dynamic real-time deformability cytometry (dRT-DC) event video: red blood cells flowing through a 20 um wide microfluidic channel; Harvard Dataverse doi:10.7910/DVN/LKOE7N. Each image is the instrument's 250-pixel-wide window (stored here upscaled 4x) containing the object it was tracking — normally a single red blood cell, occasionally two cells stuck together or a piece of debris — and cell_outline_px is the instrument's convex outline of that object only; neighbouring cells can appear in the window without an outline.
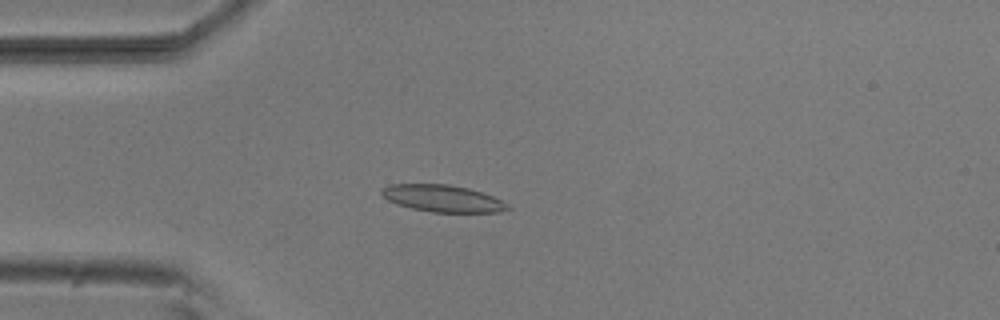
{"species": "common noctule bat (a hibernating species)", "species_latin": "Nyctalus noctula", "temperature_condition": "room temperature", "stored_images_in_passage": 52, "camera_frame_rate_fps": 3000, "um_per_image_px": 0.085, "animal": {"sex": "male", "body_mass_g": 20.5, "forearm_length_mm": 52.5}, "frame": {"image": 1, "passage_image": 13, "time_ms": 4.0, "image_size_px": [1000, 320], "cell_outline_px": [[512, 208], [500, 212], [432, 212], [412, 208], [396, 204], [388, 200], [380, 192], [380, 188], [388, 184], [448, 184], [468, 188], [492, 196], [508, 204]], "centroid_in_image_um": [37.6, 16.86], "position_along_channel_um": 47.4, "area_um2": 19.77}}
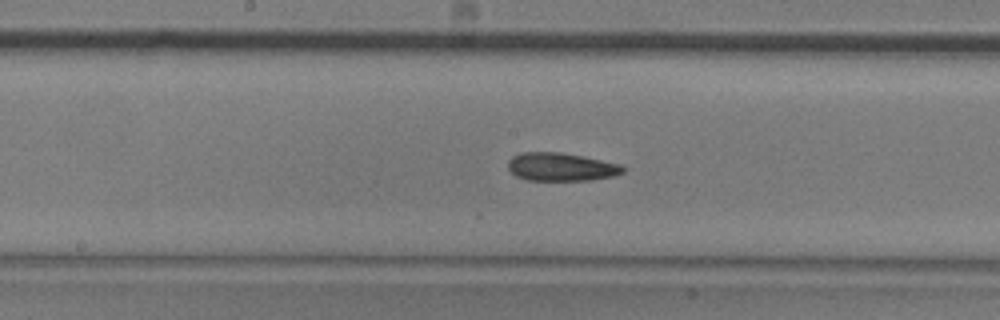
{"frame": {"image": 2, "passage_image": 26, "time_ms": 8.333, "image_size_px": [1000, 320], "cell_outline_px": [[624, 172], [612, 176], [592, 180], [528, 180], [516, 176], [508, 168], [508, 160], [512, 156], [520, 152], [560, 152], [584, 156], [620, 164], [624, 168]], "centroid_in_image_um": [47.67, 14.18], "position_along_channel_um": 200.5, "area_um2": 18.9}}
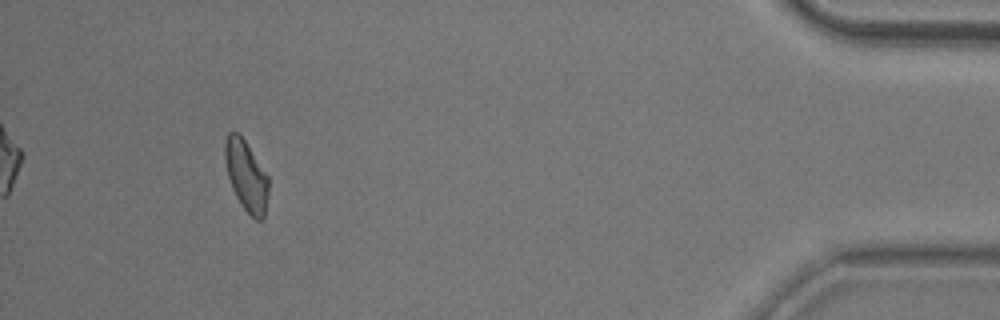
{"frame": {"image": 3, "passage_image": 48, "time_ms": 15.667, "image_size_px": [1000, 320], "cell_outline_px": [[268, 192], [264, 220], [256, 220], [244, 208], [236, 196], [232, 188], [228, 176], [224, 160], [224, 140], [228, 132], [236, 132], [244, 140], [268, 176]], "centroid_in_image_um": [20.91, 14.94], "position_along_channel_um": 414.3, "area_um2": 17.74}, "authors_computed_cell_mechanics": {"area_um2": 18.785, "velocity_mm_per_s": 3.8187, "shape_relaxation_time_tau1_ms": null, "shape_relaxation_time_tau2_ms": 5.2088, "deformation_change_tau1": null, "deformation_change_tau2": 0.1453}}